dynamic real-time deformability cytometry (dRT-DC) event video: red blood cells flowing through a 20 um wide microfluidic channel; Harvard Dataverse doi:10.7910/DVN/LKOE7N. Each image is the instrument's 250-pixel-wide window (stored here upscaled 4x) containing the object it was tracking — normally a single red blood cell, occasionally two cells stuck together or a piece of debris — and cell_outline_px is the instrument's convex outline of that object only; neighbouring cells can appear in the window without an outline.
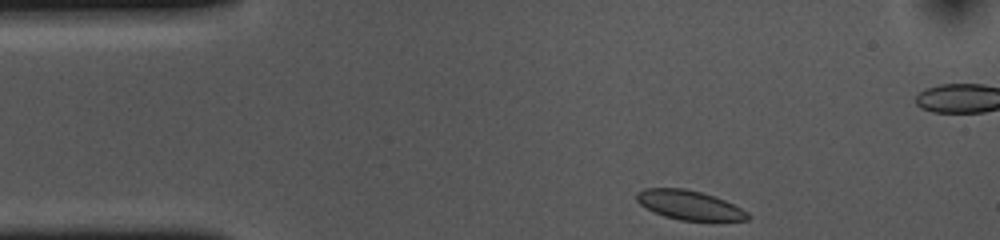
{"species": "common noctule bat (a hibernating species)", "species_latin": "Nyctalus noctula", "temperature_condition": "cold", "stored_images_in_passage": 36, "camera_frame_rate_fps": 3000, "um_per_image_px": 0.085, "animal": {"sex": "female", "body_mass_g": 10.0, "forearm_length_mm": 53.1}, "frame": {"image": 1, "passage_image": 1, "time_ms": 0.0, "image_size_px": [1000, 240], "cell_outline_px": [[752, 216], [748, 220], [680, 220], [664, 216], [640, 204], [636, 200], [636, 192], [644, 188], [684, 188], [700, 192], [724, 200], [748, 212]], "centroid_in_image_um": [58.58, 17.42], "position_along_channel_um": 26.4, "area_um2": 18.67}}
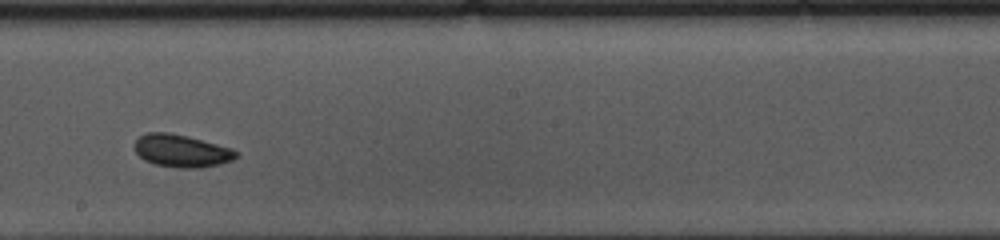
{"frame": {"image": 2, "passage_image": 22, "time_ms": 7.0, "image_size_px": [1000, 240], "cell_outline_px": [[240, 156], [232, 160], [220, 164], [200, 168], [184, 168], [156, 164], [144, 160], [132, 148], [132, 144], [140, 136], [148, 132], [168, 132], [188, 136], [232, 148]], "centroid_in_image_um": [15.42, 12.81], "position_along_channel_um": 232.8, "area_um2": 19.36}}
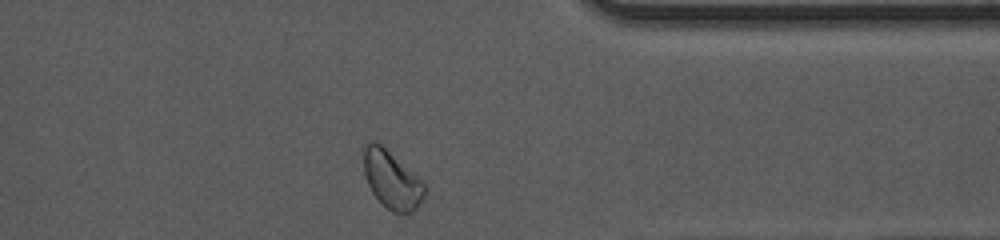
{"frame": {"image": 3, "passage_image": 35, "time_ms": 11.333, "image_size_px": [1000, 240], "cell_outline_px": [[424, 196], [416, 208], [412, 212], [400, 216], [392, 212], [372, 192], [368, 184], [364, 172], [364, 144], [368, 140], [376, 140], [384, 144], [424, 180]], "centroid_in_image_um": [33.32, 15.21], "position_along_channel_um": 378.1, "area_um2": 21.21}, "authors_computed_cell_mechanics": {"area_um2": 19.1029, "velocity_mm_per_s": 3.6232, "shape_relaxation_time_tau1_ms": 8.983, "shape_relaxation_time_tau2_ms": 3.5828, "deformation_change_tau1": 0.1498, "deformation_change_tau2": 0.0339}}